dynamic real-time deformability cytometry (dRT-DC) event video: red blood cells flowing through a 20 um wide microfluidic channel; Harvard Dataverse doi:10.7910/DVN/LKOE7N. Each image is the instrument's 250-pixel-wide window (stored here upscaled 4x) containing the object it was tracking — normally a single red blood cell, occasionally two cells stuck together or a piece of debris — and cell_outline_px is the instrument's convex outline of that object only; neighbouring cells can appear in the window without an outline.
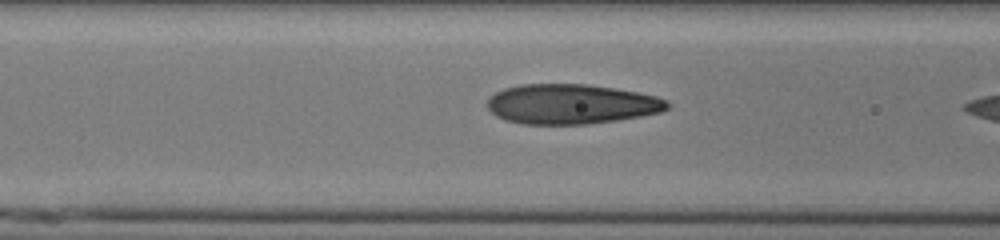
{"species": "human", "species_latin": "Homo sapiens", "temperature_condition": "cold", "stored_images_in_passage": 15, "camera_frame_rate_fps": 3000, "um_per_image_px": 0.085, "donor": {"sex": "male"}, "frame": {"image": 1, "passage_image": 13, "time_ms": 4.0, "image_size_px": [1000, 240], "cell_outline_px": [[672, 104], [668, 108], [660, 112], [640, 116], [616, 120], [584, 124], [524, 124], [504, 120], [496, 116], [488, 108], [488, 100], [496, 92], [504, 88], [520, 84], [588, 84], [636, 92], [656, 96], [668, 100]], "centroid_in_image_um": [48.56, 8.84], "position_along_channel_um": 118.0, "area_um2": 41.73}}